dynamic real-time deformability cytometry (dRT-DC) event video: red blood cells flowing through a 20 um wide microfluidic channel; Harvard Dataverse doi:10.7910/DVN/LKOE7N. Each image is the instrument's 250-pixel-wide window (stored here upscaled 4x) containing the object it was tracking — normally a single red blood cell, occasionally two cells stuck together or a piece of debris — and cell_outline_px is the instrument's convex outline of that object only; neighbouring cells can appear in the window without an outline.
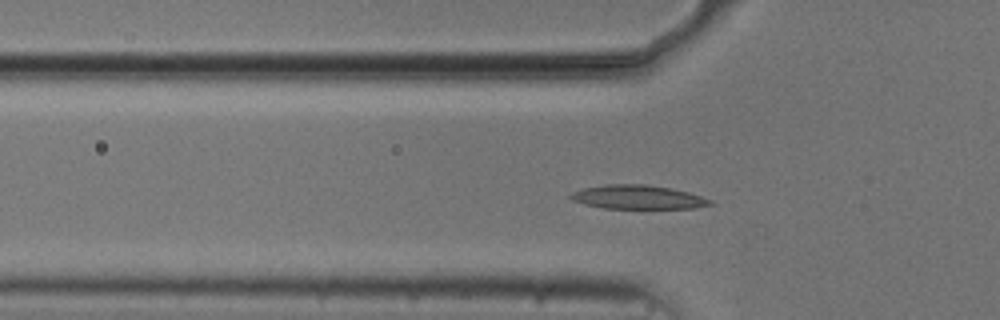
{"species": "common noctule bat (a hibernating species)", "species_latin": "Nyctalus noctula", "temperature_condition": "cold", "stored_images_in_passage": 52, "camera_frame_rate_fps": 3000, "um_per_image_px": 0.085, "animal": {"sex": "male", "body_mass_g": 20.5, "forearm_length_mm": 52.5}, "frame": {"image": 1, "passage_image": 15, "time_ms": 4.667, "image_size_px": [1000, 320], "cell_outline_px": [[712, 204], [692, 208], [604, 208], [584, 204], [572, 200], [568, 196], [572, 192], [584, 188], [608, 184], [644, 184], [672, 188], [688, 192], [712, 200]], "centroid_in_image_um": [54.19, 16.75], "position_along_channel_um": 71.6, "area_um2": 19.25}}
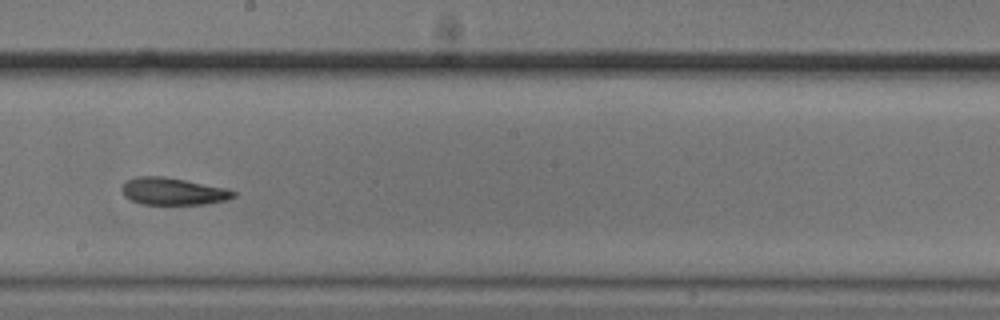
{"frame": {"image": 2, "passage_image": 28, "time_ms": 9.0, "image_size_px": [1000, 320], "cell_outline_px": [[236, 196], [228, 200], [204, 204], [140, 204], [124, 196], [120, 188], [128, 180], [136, 176], [164, 176], [228, 188], [236, 192]], "centroid_in_image_um": [14.73, 16.26], "position_along_channel_um": 233.5, "area_um2": 17.8}}
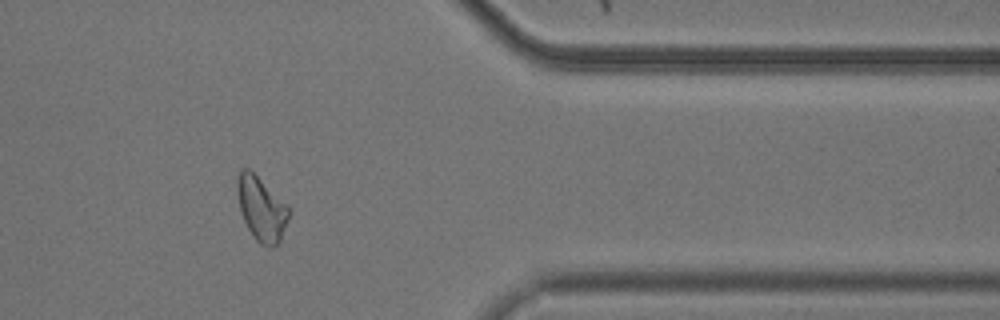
{"frame": {"image": 3, "passage_image": 42, "time_ms": 13.667, "image_size_px": [1000, 320], "cell_outline_px": [[288, 220], [280, 244], [268, 248], [260, 244], [256, 240], [248, 228], [244, 220], [240, 208], [236, 192], [236, 176], [244, 168], [248, 168], [288, 204]], "centroid_in_image_um": [22.22, 17.76], "position_along_channel_um": 389.2, "area_um2": 19.36}}